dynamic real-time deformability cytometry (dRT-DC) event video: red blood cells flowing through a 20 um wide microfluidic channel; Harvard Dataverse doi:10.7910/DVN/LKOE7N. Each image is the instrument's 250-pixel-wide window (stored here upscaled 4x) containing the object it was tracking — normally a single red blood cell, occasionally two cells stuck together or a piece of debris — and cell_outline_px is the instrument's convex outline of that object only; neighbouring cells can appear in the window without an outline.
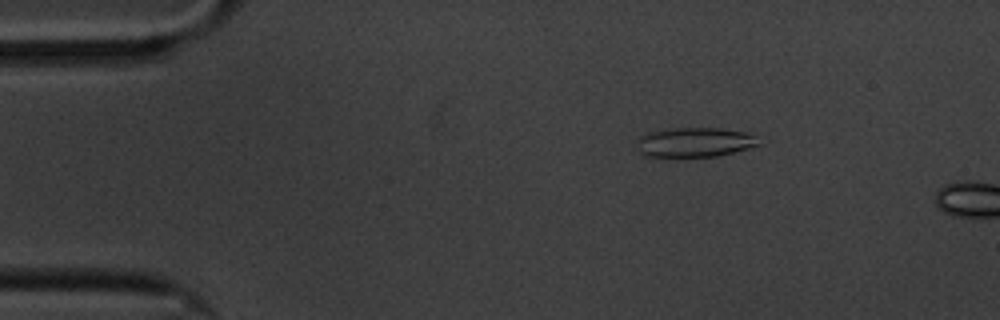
{"species": "common noctule bat (a hibernating species)", "species_latin": "Nyctalus noctula", "temperature_condition": "cold", "stored_images_in_passage": 5, "camera_frame_rate_fps": 3000, "um_per_image_px": 0.085, "animal": {"sex": "male", "body_mass_g": 20.1, "forearm_length_mm": 53.5}, "frame": {"image": 1, "passage_image": 1, "time_ms": 0.0, "image_size_px": [1000, 320], "cell_outline_px": [[768, 140], [764, 144], [716, 156], [644, 156], [640, 152], [640, 136], [648, 132], [668, 128], [720, 128], [744, 132]], "centroid_in_image_um": [59.18, 12.07], "position_along_channel_um": 25.8, "area_um2": 20.98}}